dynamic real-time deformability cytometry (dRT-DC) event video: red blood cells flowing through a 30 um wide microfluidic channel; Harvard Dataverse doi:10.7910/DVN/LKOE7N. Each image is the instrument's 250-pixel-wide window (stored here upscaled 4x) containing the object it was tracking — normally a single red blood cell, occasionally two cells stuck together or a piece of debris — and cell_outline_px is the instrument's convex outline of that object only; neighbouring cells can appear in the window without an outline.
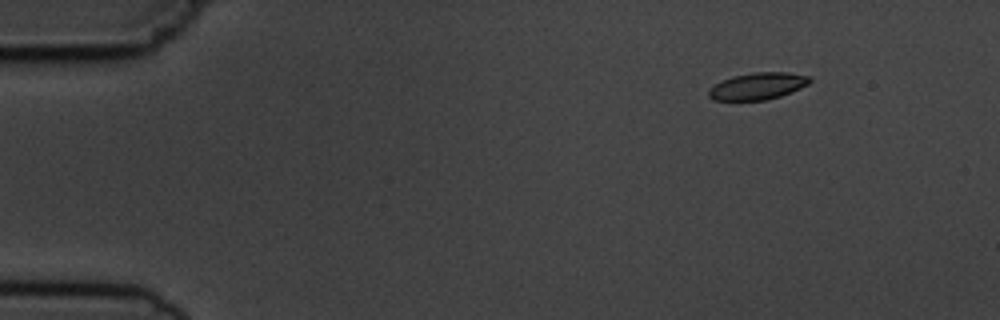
{"species": "common noctule bat (a hibernating species)", "species_latin": "Nyctalus noctula", "temperature_condition": "cold", "stored_images_in_passage": 8, "camera_frame_rate_fps": 3000, "um_per_image_px": 0.085, "animal": {"sex": "male", "body_mass_g": 19.5, "forearm_length_mm": 54.6}, "frame": {"image": 1, "passage_image": 2, "time_ms": 1.333, "image_size_px": [1000, 320], "cell_outline_px": [[812, 80], [808, 84], [792, 92], [780, 96], [764, 100], [712, 100], [708, 96], [708, 92], [716, 84], [732, 76], [752, 72], [788, 72], [808, 76]], "centroid_in_image_um": [64.43, 7.31], "position_along_channel_um": 20.6, "area_um2": 15.72}}
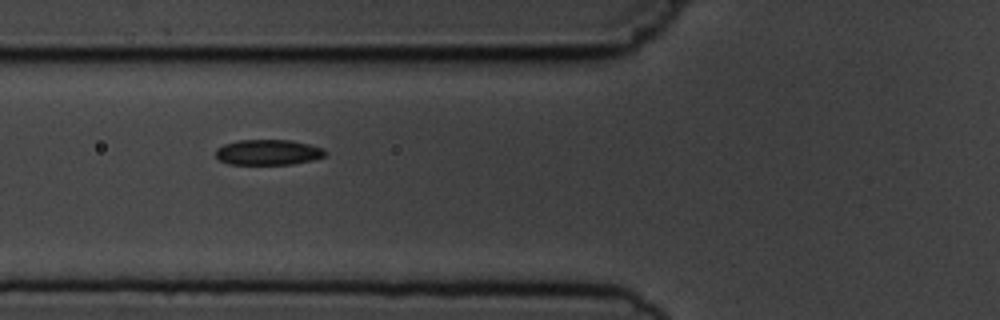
{"frame": {"image": 2, "passage_image": 6, "time_ms": 6.0, "image_size_px": [1000, 320], "cell_outline_px": [[328, 152], [324, 156], [312, 160], [292, 164], [228, 164], [220, 160], [216, 156], [216, 148], [224, 144], [236, 140], [292, 140], [324, 148]], "centroid_in_image_um": [22.79, 12.94], "position_along_channel_um": 103.0, "area_um2": 16.3}}
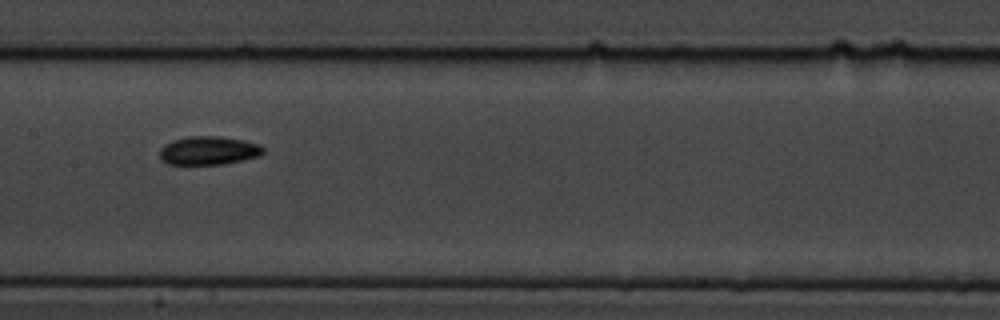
{"frame": {"image": 3, "passage_image": 8, "time_ms": 8.333, "image_size_px": [1000, 320], "cell_outline_px": [[264, 152], [260, 156], [220, 164], [168, 164], [160, 156], [160, 148], [164, 144], [172, 140], [188, 136], [220, 136], [244, 140], [260, 144], [264, 148]], "centroid_in_image_um": [17.74, 12.78], "position_along_channel_um": 189.7, "area_um2": 17.17}}